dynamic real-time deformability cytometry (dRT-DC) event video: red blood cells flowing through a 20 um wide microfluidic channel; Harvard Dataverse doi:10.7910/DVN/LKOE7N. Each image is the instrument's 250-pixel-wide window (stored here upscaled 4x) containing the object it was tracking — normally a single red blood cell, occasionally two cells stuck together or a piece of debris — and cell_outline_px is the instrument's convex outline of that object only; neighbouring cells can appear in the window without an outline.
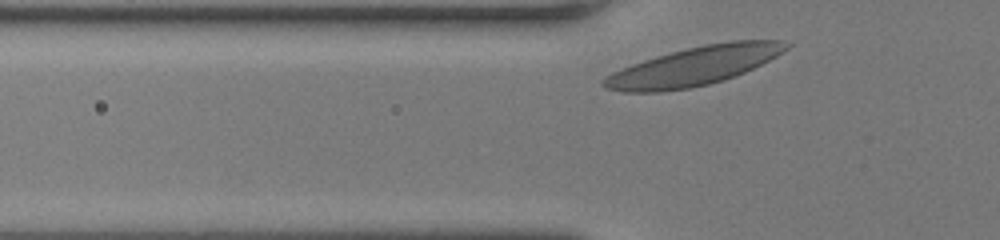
{"species": "human", "species_latin": "Homo sapiens", "temperature_condition": "room temperature", "stored_images_in_passage": 27, "camera_frame_rate_fps": 3000, "um_per_image_px": 0.085, "donor": {"sex": "female"}, "frame": {"image": 1, "passage_image": 2, "time_ms": 0.333, "image_size_px": [1000, 240], "cell_outline_px": [[792, 44], [788, 48], [776, 56], [744, 72], [724, 80], [708, 84], [688, 88], [660, 92], [624, 92], [604, 88], [600, 84], [600, 80], [604, 76], [612, 72], [632, 64], [656, 56], [704, 44], [732, 40], [780, 40]], "centroid_in_image_um": [58.94, 5.63], "position_along_channel_um": 66.9, "area_um2": 41.04}}
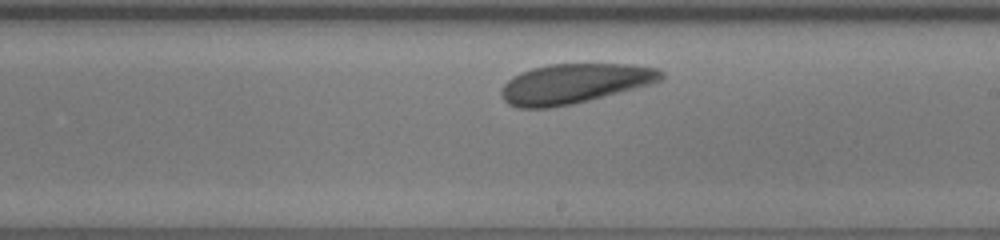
{"frame": {"image": 2, "passage_image": 16, "time_ms": 5.0, "image_size_px": [1000, 240], "cell_outline_px": [[664, 80], [636, 88], [572, 104], [548, 108], [516, 108], [508, 104], [500, 96], [500, 88], [512, 76], [520, 72], [532, 68], [548, 64], [628, 64], [660, 68], [664, 72]], "centroid_in_image_um": [48.8, 7.1], "position_along_channel_um": 240.2, "area_um2": 37.28}}
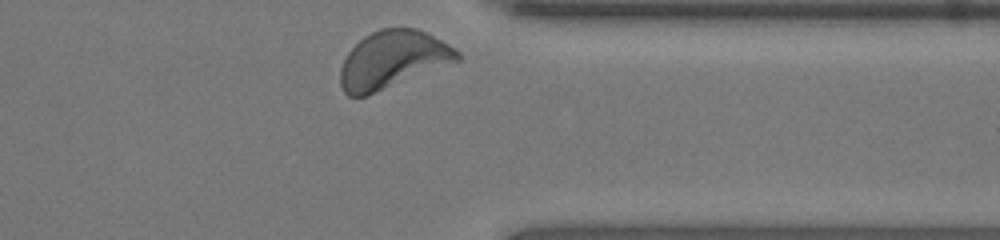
{"frame": {"image": 3, "passage_image": 27, "time_ms": 8.667, "image_size_px": [1000, 240], "cell_outline_px": [[460, 60], [364, 96], [348, 96], [344, 92], [340, 84], [340, 68], [348, 52], [364, 36], [380, 28], [416, 28], [448, 44], [460, 52]], "centroid_in_image_um": [33.35, 5.06], "position_along_channel_um": 378.1, "area_um2": 38.44}, "authors_computed_cell_mechanics": {"area_um2": 37.281, "velocity_mm_per_s": 3.8065, "shape_relaxation_time_tau1_ms": 2.9298, "shape_relaxation_time_tau2_ms": 2.0365, "deformation_change_tau1": 0.0803, "deformation_change_tau2": 0.0517}}